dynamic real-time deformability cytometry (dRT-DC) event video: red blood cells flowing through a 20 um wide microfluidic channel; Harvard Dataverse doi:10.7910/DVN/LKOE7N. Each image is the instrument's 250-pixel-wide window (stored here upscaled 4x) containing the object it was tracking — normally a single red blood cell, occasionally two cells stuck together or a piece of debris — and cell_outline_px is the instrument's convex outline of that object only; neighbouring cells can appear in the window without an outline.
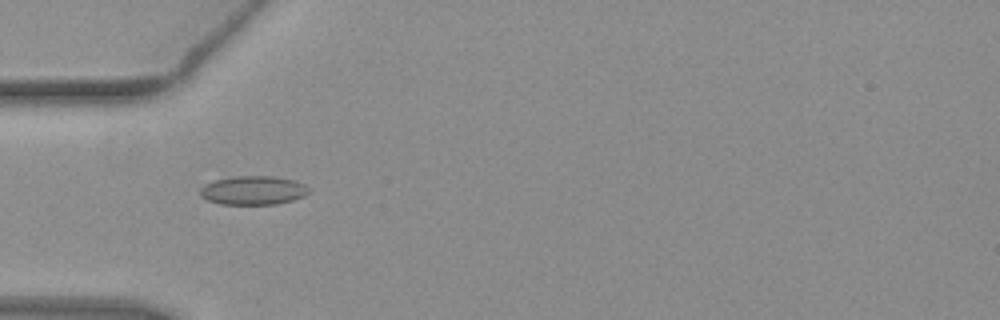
{"species": "common noctule bat (a hibernating species)", "species_latin": "Nyctalus noctula", "temperature_condition": "warm", "stored_images_in_passage": 32, "camera_frame_rate_fps": 3000, "um_per_image_px": 0.085, "animal": {"sex": "female", "body_mass_g": 19.3, "forearm_length_mm": 54.1}, "frame": {"image": 1, "passage_image": 9, "time_ms": 2.667, "image_size_px": [1000, 320], "cell_outline_px": [[308, 192], [304, 196], [292, 200], [276, 204], [220, 204], [208, 200], [200, 196], [200, 188], [204, 184], [216, 180], [232, 176], [272, 176], [296, 180], [304, 184], [308, 188]], "centroid_in_image_um": [21.51, 16.17], "position_along_channel_um": 63.5, "area_um2": 18.26}}
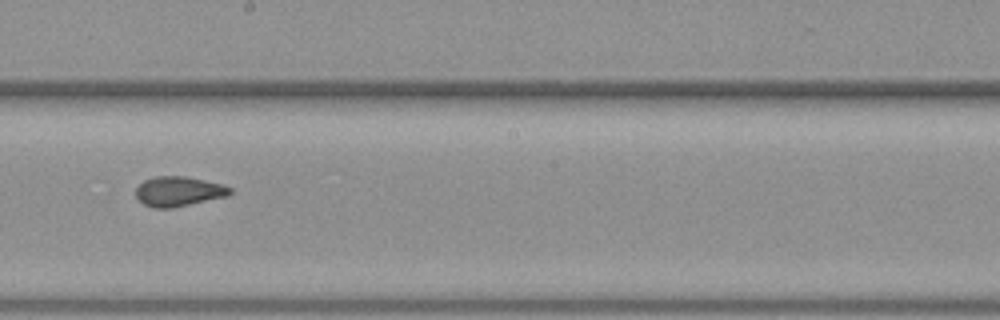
{"frame": {"image": 2, "passage_image": 22, "time_ms": 7.0, "image_size_px": [1000, 320], "cell_outline_px": [[232, 192], [228, 196], [172, 208], [156, 208], [144, 204], [136, 196], [136, 188], [144, 180], [156, 176], [184, 176], [204, 180], [220, 184], [232, 188]], "centroid_in_image_um": [15.18, 16.27], "position_along_channel_um": 233.0, "area_um2": 16.24}}
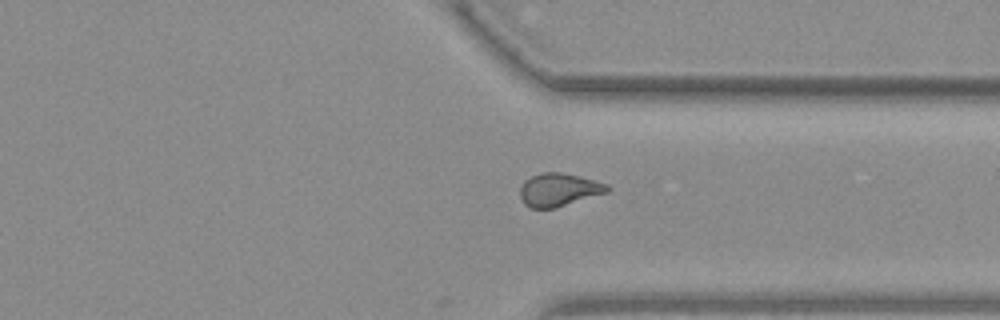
{"frame": {"image": 3, "passage_image": 32, "time_ms": 10.333, "image_size_px": [1000, 320], "cell_outline_px": [[612, 188], [608, 192], [556, 208], [532, 208], [524, 204], [520, 196], [520, 188], [524, 180], [532, 176], [544, 172], [560, 172], [608, 184]], "centroid_in_image_um": [47.5, 16.14], "position_along_channel_um": 363.9, "area_um2": 16.7}, "authors_computed_cell_mechanics": {"area_um2": 16.9065, "velocity_mm_per_s": 3.9315, "shape_relaxation_time_tau1_ms": null, "shape_relaxation_time_tau2_ms": 2.2673, "deformation_change_tau1": null, "deformation_change_tau2": 0.0755}}